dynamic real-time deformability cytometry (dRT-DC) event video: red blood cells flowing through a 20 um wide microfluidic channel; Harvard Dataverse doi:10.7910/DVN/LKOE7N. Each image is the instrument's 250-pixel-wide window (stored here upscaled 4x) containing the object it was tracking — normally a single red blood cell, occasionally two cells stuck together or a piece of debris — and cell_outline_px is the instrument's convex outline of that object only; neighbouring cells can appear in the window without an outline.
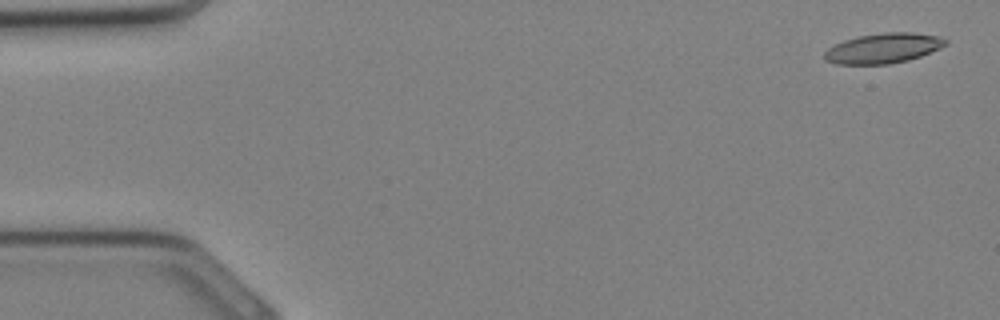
{"species": "Egyptian fruit bat (a non-hibernating species)", "species_latin": "Rousettus aegyptiacus", "temperature_condition": "cold", "stored_images_in_passage": 33, "camera_frame_rate_fps": 3000, "um_per_image_px": 0.085, "animal": {"sex": "female"}, "frame": {"image": 1, "passage_image": 2, "time_ms": 0.333, "image_size_px": [1000, 320], "cell_outline_px": [[948, 44], [940, 48], [920, 56], [908, 60], [888, 64], [836, 64], [824, 60], [824, 52], [828, 48], [844, 40], [856, 36], [884, 32], [912, 32], [940, 36], [948, 40]], "centroid_in_image_um": [75.08, 4.09], "position_along_channel_um": 9.9, "area_um2": 21.33}}
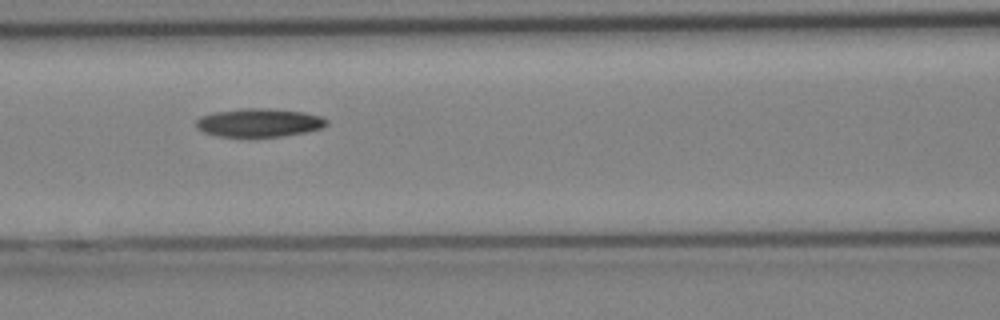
{"frame": {"image": 2, "passage_image": 15, "time_ms": 4.667, "image_size_px": [1000, 320], "cell_outline_px": [[328, 124], [324, 128], [308, 132], [284, 136], [216, 136], [204, 132], [196, 128], [196, 120], [200, 116], [216, 112], [240, 108], [264, 108], [304, 112], [320, 116], [328, 120]], "centroid_in_image_um": [22.05, 10.43], "position_along_channel_um": 144.6, "area_um2": 21.68}}
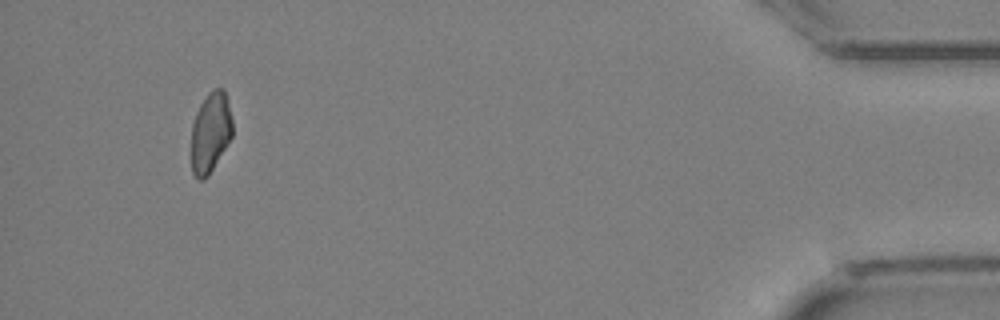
{"frame": {"image": 3, "passage_image": 32, "time_ms": 10.333, "image_size_px": [1000, 320], "cell_outline_px": [[232, 136], [208, 176], [204, 180], [200, 180], [192, 172], [192, 124], [196, 112], [200, 104], [208, 92], [212, 88], [224, 88], [232, 116]], "centroid_in_image_um": [17.9, 11.22], "position_along_channel_um": 417.3, "area_um2": 19.25}}